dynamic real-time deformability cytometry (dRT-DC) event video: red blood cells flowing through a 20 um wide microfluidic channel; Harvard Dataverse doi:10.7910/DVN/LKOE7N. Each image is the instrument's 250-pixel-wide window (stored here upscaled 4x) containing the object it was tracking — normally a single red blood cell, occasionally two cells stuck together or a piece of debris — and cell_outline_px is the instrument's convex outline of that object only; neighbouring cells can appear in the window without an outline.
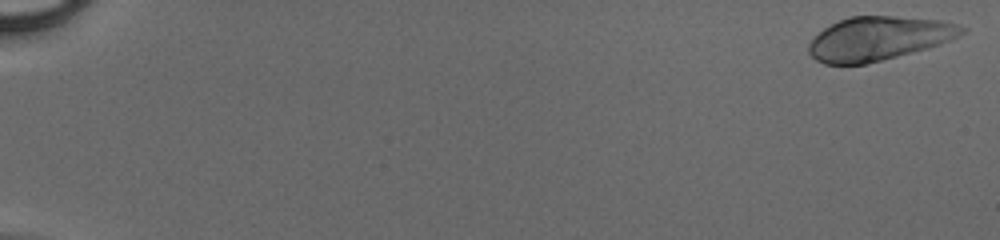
{"species": "human", "species_latin": "Homo sapiens", "temperature_condition": "cold", "stored_images_in_passage": 49, "camera_frame_rate_fps": 3000, "um_per_image_px": 0.085, "donor": {"sex": "male"}, "frame": {"image": 1, "passage_image": 1, "time_ms": 0.0, "image_size_px": [1000, 240], "cell_outline_px": [[968, 28], [964, 32], [948, 40], [928, 48], [864, 64], [824, 64], [816, 60], [808, 52], [808, 44], [824, 28], [840, 20], [852, 16], [892, 16], [940, 20], [956, 24]], "centroid_in_image_um": [74.66, 3.27], "position_along_channel_um": 10.3, "area_um2": 38.44}}
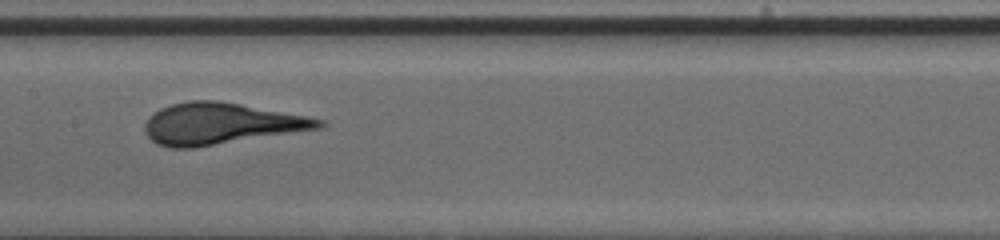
{"frame": {"image": 2, "passage_image": 27, "time_ms": 8.667, "image_size_px": [1000, 240], "cell_outline_px": [[328, 124], [320, 128], [192, 148], [168, 148], [156, 144], [144, 132], [144, 124], [148, 116], [160, 108], [172, 104], [188, 100], [216, 100], [240, 104], [308, 116], [324, 120]], "centroid_in_image_um": [18.72, 10.51], "position_along_channel_um": 188.7, "area_um2": 41.91}}
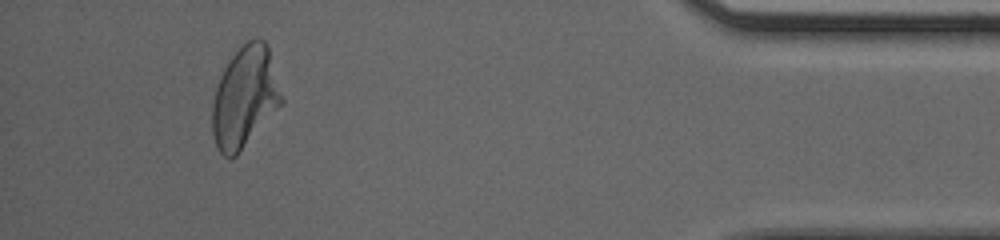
{"frame": {"image": 3, "passage_image": 46, "time_ms": 15.0, "image_size_px": [1000, 240], "cell_outline_px": [[284, 100], [236, 156], [228, 160], [220, 152], [216, 144], [212, 132], [212, 104], [216, 88], [220, 76], [224, 68], [232, 56], [248, 40], [256, 36], [264, 40], [268, 44]], "centroid_in_image_um": [20.81, 8.24], "position_along_channel_um": 414.4, "area_um2": 40.52}}